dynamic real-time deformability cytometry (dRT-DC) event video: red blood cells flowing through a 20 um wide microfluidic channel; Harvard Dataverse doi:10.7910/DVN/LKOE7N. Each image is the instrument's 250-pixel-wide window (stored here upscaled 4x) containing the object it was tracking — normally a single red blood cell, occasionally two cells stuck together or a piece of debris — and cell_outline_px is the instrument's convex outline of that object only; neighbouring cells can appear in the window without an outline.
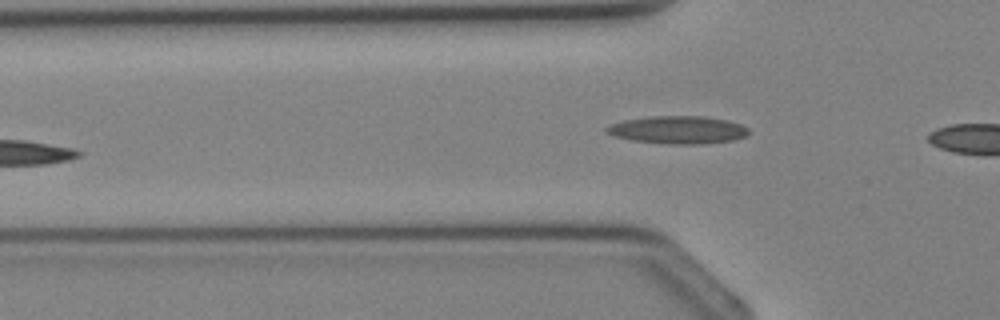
{"species": "Egyptian fruit bat (a non-hibernating species)", "species_latin": "Rousettus aegyptiacus", "temperature_condition": "cold", "stored_images_in_passage": 5, "camera_frame_rate_fps": 3000, "um_per_image_px": 0.085, "animal": {"sex": "female"}, "frame": {"image": 1, "passage_image": 5, "time_ms": 4.667, "image_size_px": [1000, 320], "cell_outline_px": [[748, 132], [744, 136], [732, 140], [704, 144], [672, 144], [632, 140], [616, 136], [604, 132], [604, 128], [608, 124], [624, 120], [648, 116], [704, 116], [728, 120], [740, 124], [748, 128]], "centroid_in_image_um": [57.58, 11.03], "position_along_channel_um": 68.2, "area_um2": 23.0}}